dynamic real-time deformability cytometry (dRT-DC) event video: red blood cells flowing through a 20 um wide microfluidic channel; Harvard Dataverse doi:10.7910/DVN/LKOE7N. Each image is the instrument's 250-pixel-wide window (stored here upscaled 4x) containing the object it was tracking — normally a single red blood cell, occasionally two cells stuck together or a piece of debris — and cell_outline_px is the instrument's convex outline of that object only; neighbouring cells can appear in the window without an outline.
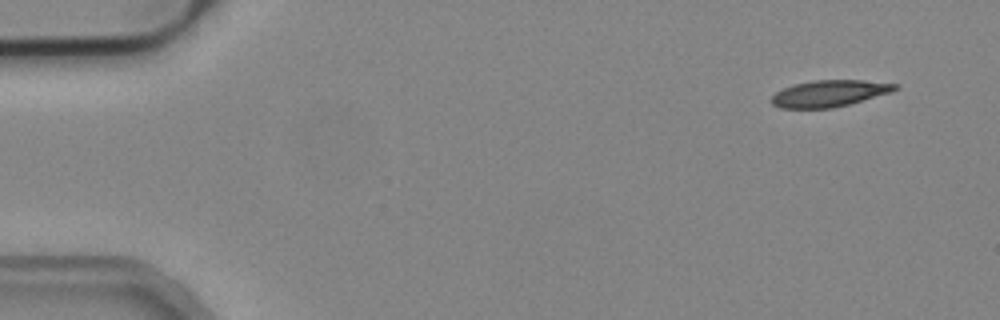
{"species": "common noctule bat (a hibernating species)", "species_latin": "Nyctalus noctula", "temperature_condition": "cold", "stored_images_in_passage": 51, "camera_frame_rate_fps": 3000, "um_per_image_px": 0.085, "animal": {"sex": "male", "body_mass_g": 19.2, "forearm_length_mm": 51.8}, "frame": {"image": 1, "passage_image": 1, "time_ms": 0.0, "image_size_px": [1000, 320], "cell_outline_px": [[900, 88], [892, 92], [848, 104], [832, 108], [780, 108], [772, 104], [772, 96], [776, 92], [784, 88], [796, 84], [812, 80], [864, 80], [900, 84]], "centroid_in_image_um": [70.54, 7.93], "position_along_channel_um": 14.5, "area_um2": 19.07}}
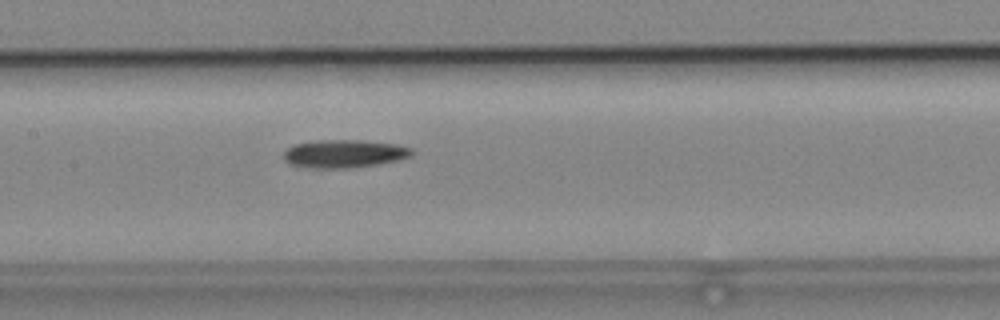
{"frame": {"image": 2, "passage_image": 23, "time_ms": 7.333, "image_size_px": [1000, 320], "cell_outline_px": [[412, 156], [396, 160], [376, 164], [352, 168], [324, 168], [292, 164], [284, 160], [284, 148], [296, 144], [316, 140], [360, 140], [396, 144], [412, 148]], "centroid_in_image_um": [29.26, 13.05], "position_along_channel_um": 178.1, "area_um2": 20.69}}
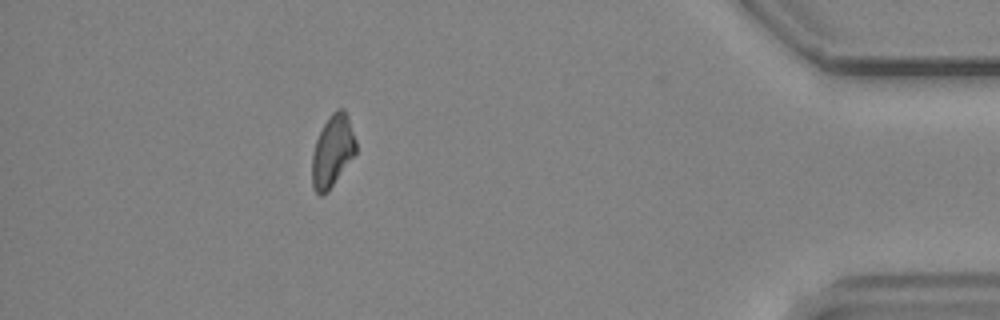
{"frame": {"image": 3, "passage_image": 45, "time_ms": 14.667, "image_size_px": [1000, 320], "cell_outline_px": [[356, 152], [328, 192], [320, 196], [312, 188], [312, 152], [316, 140], [324, 124], [332, 112], [336, 108], [344, 108], [348, 116], [356, 140]], "centroid_in_image_um": [28.25, 12.84], "position_along_channel_um": 406.9, "area_um2": 18.38}}